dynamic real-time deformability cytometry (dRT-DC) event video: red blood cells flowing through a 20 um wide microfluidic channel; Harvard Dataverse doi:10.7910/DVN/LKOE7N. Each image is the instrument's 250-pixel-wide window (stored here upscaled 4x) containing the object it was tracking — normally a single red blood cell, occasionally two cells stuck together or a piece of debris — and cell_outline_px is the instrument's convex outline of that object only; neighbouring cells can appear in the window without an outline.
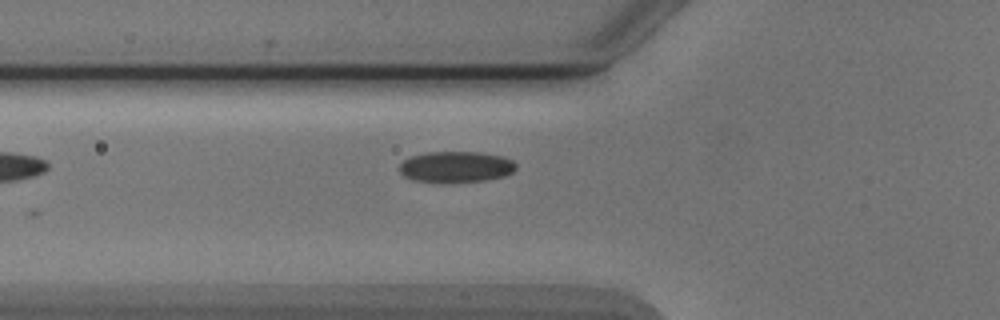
{"species": "Egyptian fruit bat (a non-hibernating species)", "species_latin": "Rousettus aegyptiacus", "temperature_condition": "cold", "stored_images_in_passage": 6, "camera_frame_rate_fps": 3000, "um_per_image_px": 0.085, "animal": {"sex": "male"}, "frame": {"image": 1, "passage_image": 6, "time_ms": 6.0, "image_size_px": [1000, 320], "cell_outline_px": [[516, 168], [512, 172], [504, 176], [484, 180], [412, 180], [404, 176], [400, 172], [400, 164], [404, 160], [412, 156], [424, 152], [480, 152], [504, 156], [512, 160], [516, 164]], "centroid_in_image_um": [38.78, 14.13], "position_along_channel_um": 87.0, "area_um2": 20.46}}